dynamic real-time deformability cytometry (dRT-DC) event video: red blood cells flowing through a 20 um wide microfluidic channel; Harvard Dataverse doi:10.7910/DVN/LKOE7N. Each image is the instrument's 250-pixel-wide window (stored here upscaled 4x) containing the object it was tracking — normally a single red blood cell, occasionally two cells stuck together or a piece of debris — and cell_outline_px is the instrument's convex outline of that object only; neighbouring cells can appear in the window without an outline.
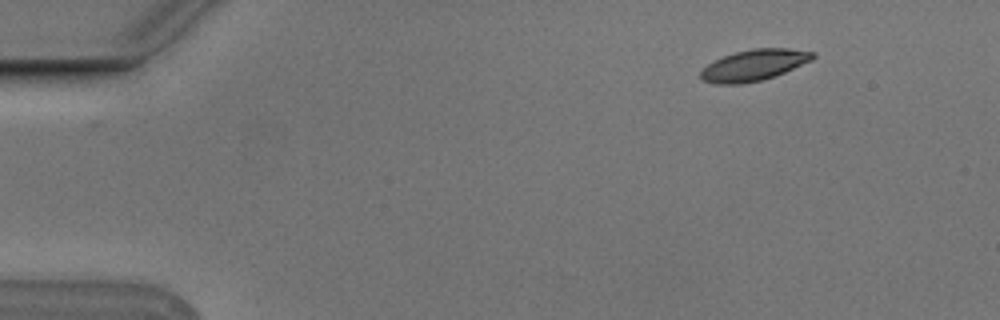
{"species": "Egyptian fruit bat (a non-hibernating species)", "species_latin": "Rousettus aegyptiacus", "temperature_condition": "cold", "stored_images_in_passage": 2, "camera_frame_rate_fps": 3000, "um_per_image_px": 0.085, "animal": {"sex": "male"}, "frame": {"image": 1, "passage_image": 2, "time_ms": 0.333, "image_size_px": [1000, 320], "cell_outline_px": [[816, 56], [812, 60], [784, 72], [760, 80], [740, 84], [716, 84], [700, 80], [700, 68], [724, 56], [736, 52], [752, 48], [788, 48], [816, 52]], "centroid_in_image_um": [64.06, 5.53], "position_along_channel_um": 20.9, "area_um2": 20.29}}